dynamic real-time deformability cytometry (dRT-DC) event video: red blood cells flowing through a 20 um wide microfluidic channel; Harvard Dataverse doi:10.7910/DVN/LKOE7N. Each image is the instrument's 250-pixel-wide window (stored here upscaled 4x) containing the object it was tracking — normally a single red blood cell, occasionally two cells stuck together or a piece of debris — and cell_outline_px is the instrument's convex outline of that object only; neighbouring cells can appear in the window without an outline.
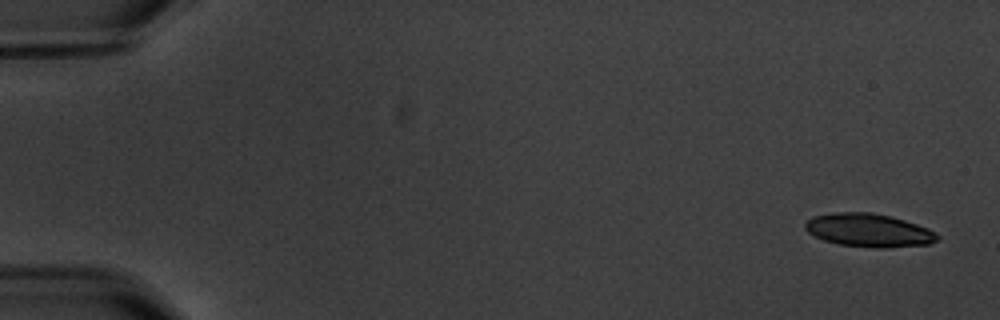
{"species": "common noctule bat (a hibernating species)", "species_latin": "Nyctalus noctula", "temperature_condition": "warm", "stored_images_in_passage": 4, "camera_frame_rate_fps": 3000, "um_per_image_px": 0.085, "animal": {"sex": "male", "body_mass_g": 20.1, "forearm_length_mm": 53.5}, "frame": {"image": 1, "passage_image": 1, "time_ms": 0.0, "image_size_px": [1000, 320], "cell_outline_px": [[940, 236], [936, 240], [928, 244], [884, 248], [876, 248], [840, 244], [824, 240], [808, 232], [804, 228], [804, 224], [812, 216], [836, 212], [872, 212], [892, 216], [928, 228]], "centroid_in_image_um": [73.83, 19.56], "position_along_channel_um": 11.2, "area_um2": 25.55}}